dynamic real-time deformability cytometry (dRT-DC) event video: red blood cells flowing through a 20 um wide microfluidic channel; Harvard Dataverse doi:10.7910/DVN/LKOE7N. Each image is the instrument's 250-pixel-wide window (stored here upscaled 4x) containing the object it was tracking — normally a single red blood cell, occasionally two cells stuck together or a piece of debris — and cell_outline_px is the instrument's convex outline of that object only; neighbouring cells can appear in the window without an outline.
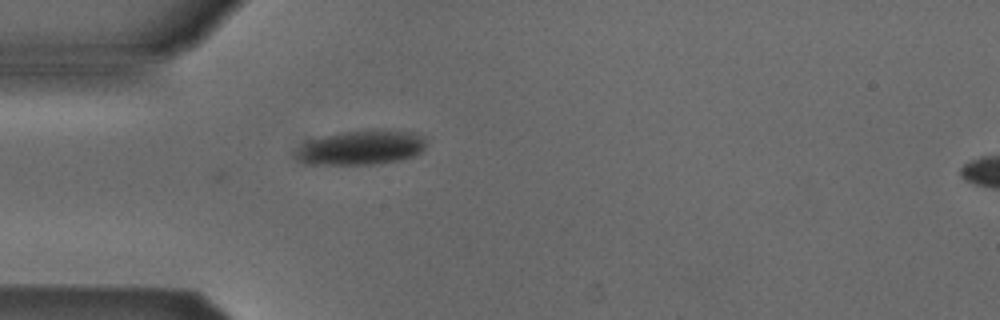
{"species": "Egyptian fruit bat (a non-hibernating species)", "species_latin": "Rousettus aegyptiacus", "temperature_condition": "cold", "stored_images_in_passage": 27, "camera_frame_rate_fps": 3000, "um_per_image_px": 0.085, "animal": {"sex": "male"}, "frame": {"image": 1, "passage_image": 1, "time_ms": 0.0, "image_size_px": [1000, 320], "cell_outline_px": [[424, 148], [420, 152], [412, 156], [400, 160], [380, 164], [308, 164], [300, 160], [296, 156], [296, 152], [304, 140], [340, 132], [372, 128], [392, 128], [412, 132], [424, 136]], "centroid_in_image_um": [30.71, 12.5], "position_along_channel_um": 54.3, "area_um2": 26.82}}
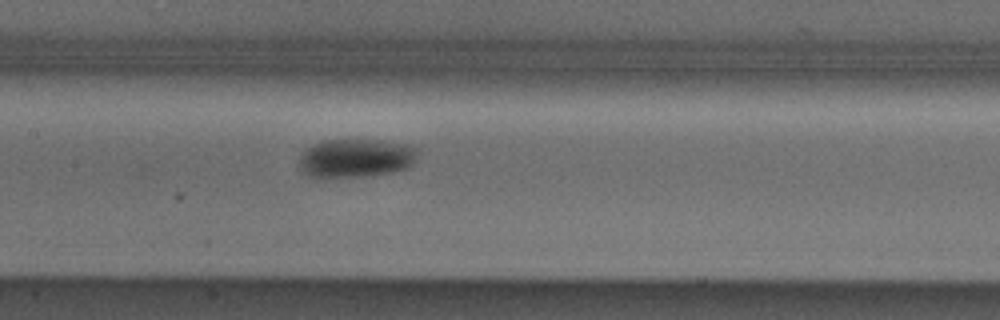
{"frame": {"image": 2, "passage_image": 11, "time_ms": 3.333, "image_size_px": [1000, 320], "cell_outline_px": [[420, 148], [412, 164], [408, 168], [392, 172], [368, 176], [308, 176], [300, 168], [300, 156], [312, 144], [324, 140], [380, 140], [408, 144]], "centroid_in_image_um": [30.31, 13.42], "position_along_channel_um": 177.1, "area_um2": 26.53}}
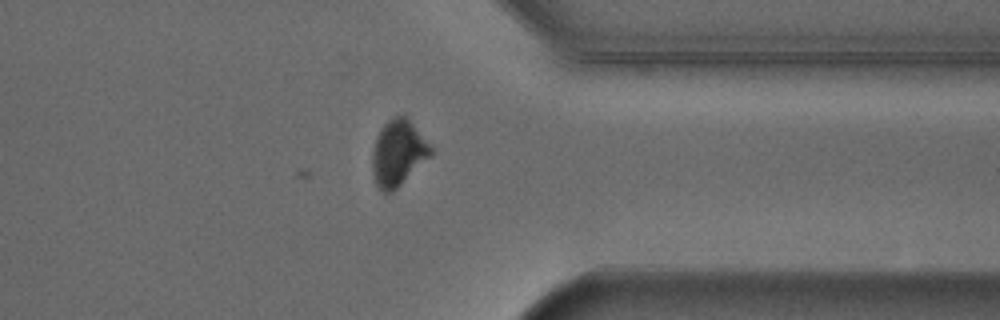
{"frame": {"image": 3, "passage_image": 27, "time_ms": 8.667, "image_size_px": [1000, 320], "cell_outline_px": [[432, 156], [392, 192], [380, 192], [376, 184], [372, 172], [372, 152], [376, 136], [384, 124], [388, 120], [396, 116], [408, 116], [432, 148]], "centroid_in_image_um": [33.84, 13.01], "position_along_channel_um": 377.6, "area_um2": 22.54}}